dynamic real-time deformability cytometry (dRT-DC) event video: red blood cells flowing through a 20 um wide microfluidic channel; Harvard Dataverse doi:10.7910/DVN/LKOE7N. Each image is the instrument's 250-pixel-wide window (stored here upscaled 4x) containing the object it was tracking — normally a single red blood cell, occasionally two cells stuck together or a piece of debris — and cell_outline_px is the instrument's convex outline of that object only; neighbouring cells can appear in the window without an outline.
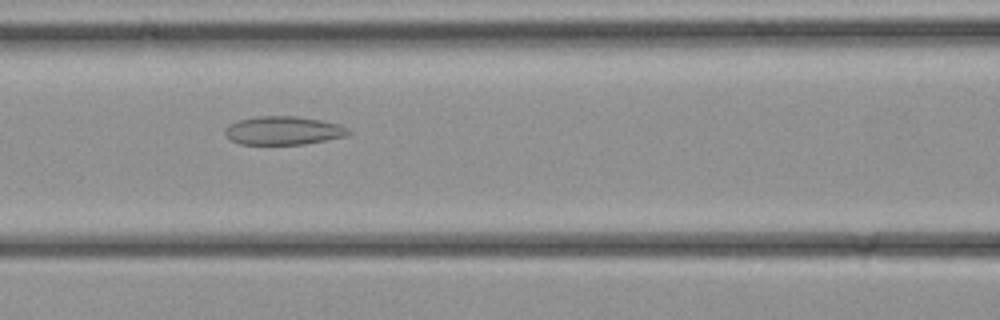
{"species": "common noctule bat (a hibernating species)", "species_latin": "Nyctalus noctula", "temperature_condition": "cold", "stored_images_in_passage": 29, "camera_frame_rate_fps": 3000, "um_per_image_px": 0.085, "animal": {"sex": "female", "body_mass_g": 21.9}, "frame": {"image": 1, "passage_image": 10, "time_ms": 3.0, "image_size_px": [1000, 320], "cell_outline_px": [[352, 132], [348, 136], [304, 144], [240, 144], [228, 140], [224, 136], [224, 128], [228, 124], [240, 120], [256, 116], [296, 116], [320, 120], [336, 124], [348, 128]], "centroid_in_image_um": [24.04, 11.1], "position_along_channel_um": 142.6, "area_um2": 20.63}}
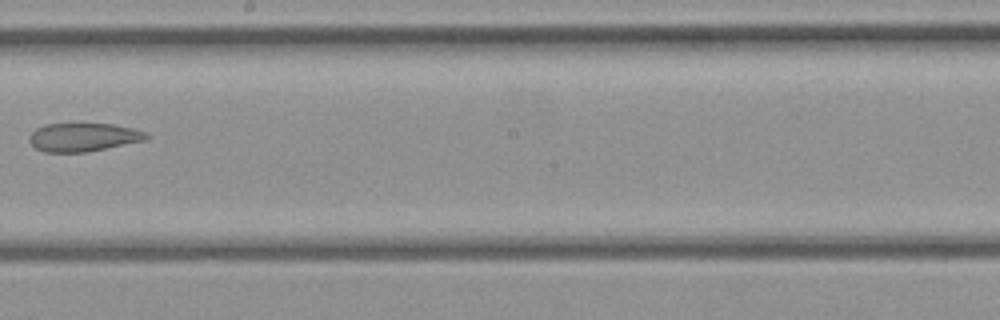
{"frame": {"image": 2, "passage_image": 15, "time_ms": 4.667, "image_size_px": [1000, 320], "cell_outline_px": [[152, 136], [148, 140], [88, 152], [44, 152], [36, 148], [28, 140], [28, 136], [36, 128], [44, 124], [112, 124], [132, 128], [148, 132]], "centroid_in_image_um": [7.13, 11.66], "position_along_channel_um": 241.1, "area_um2": 19.65}}
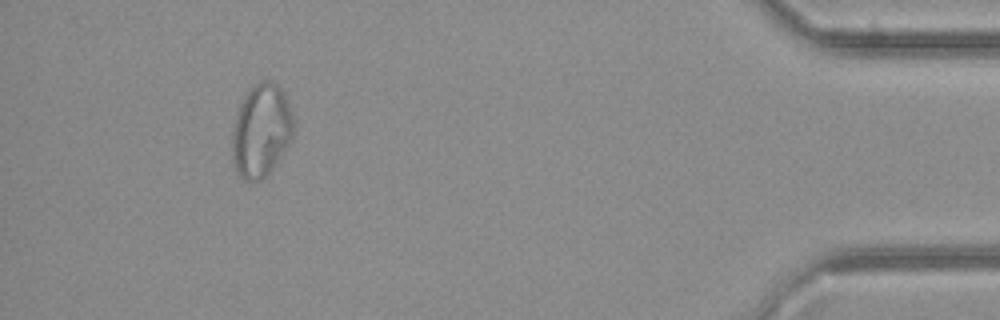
{"frame": {"image": 3, "passage_image": 27, "time_ms": 8.667, "image_size_px": [1000, 320], "cell_outline_px": [[292, 136], [280, 156], [272, 168], [260, 180], [244, 180], [236, 172], [232, 156], [232, 132], [236, 116], [240, 104], [244, 96], [260, 80], [268, 80], [276, 84], [280, 88], [288, 104], [292, 116]], "centroid_in_image_um": [22.16, 11.1], "position_along_channel_um": 413.0, "area_um2": 32.43}}